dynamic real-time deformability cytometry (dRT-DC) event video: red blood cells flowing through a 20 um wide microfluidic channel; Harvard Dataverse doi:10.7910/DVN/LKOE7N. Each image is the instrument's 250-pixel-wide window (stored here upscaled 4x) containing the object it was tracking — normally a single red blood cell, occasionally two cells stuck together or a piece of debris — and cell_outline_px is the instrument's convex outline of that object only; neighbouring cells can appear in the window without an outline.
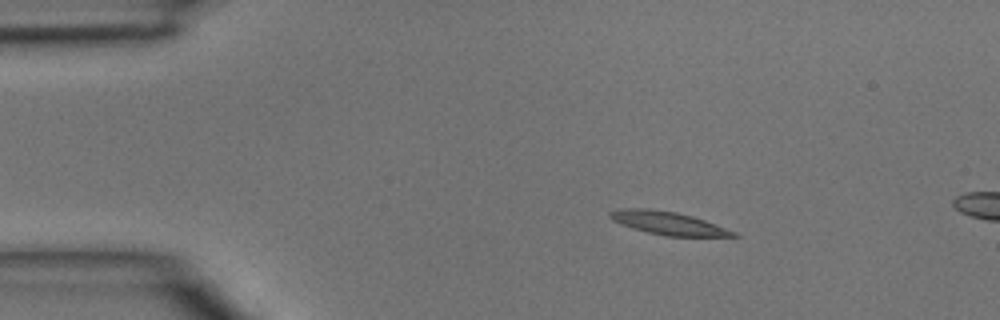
{"species": "common noctule bat (a hibernating species)", "species_latin": "Nyctalus noctula", "temperature_condition": "room temperature", "stored_images_in_passage": 11, "camera_frame_rate_fps": 3000, "um_per_image_px": 0.085, "animal": {"sex": "male", "body_mass_g": 15.6}, "frame": {"image": 1, "passage_image": 7, "time_ms": 2.0, "image_size_px": [1000, 320], "cell_outline_px": [[740, 236], [664, 236], [648, 232], [612, 220], [608, 216], [608, 212], [620, 208], [644, 208], [676, 212], [692, 216], [704, 220], [736, 232]], "centroid_in_image_um": [56.77, 18.95], "position_along_channel_um": 28.2, "area_um2": 16.24}}